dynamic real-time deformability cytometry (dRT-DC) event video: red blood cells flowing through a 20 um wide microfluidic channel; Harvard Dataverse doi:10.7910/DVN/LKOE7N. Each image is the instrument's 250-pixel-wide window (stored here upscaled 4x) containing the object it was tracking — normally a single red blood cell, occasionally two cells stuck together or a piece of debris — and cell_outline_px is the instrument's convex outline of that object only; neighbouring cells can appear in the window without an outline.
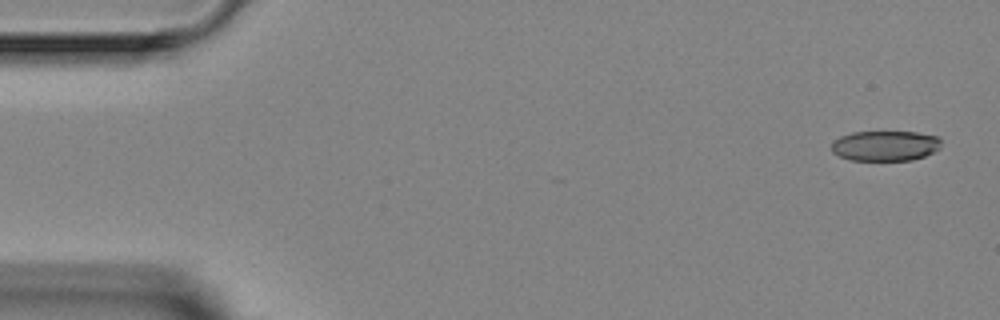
{"species": "Egyptian fruit bat (a non-hibernating species)", "species_latin": "Rousettus aegyptiacus", "temperature_condition": "room temperature", "stored_images_in_passage": 6, "camera_frame_rate_fps": 3000, "um_per_image_px": 0.085, "animal": {"sex": "female"}, "frame": {"image": 1, "passage_image": 1, "time_ms": 0.0, "image_size_px": [1000, 320], "cell_outline_px": [[940, 148], [924, 156], [912, 160], [852, 160], [840, 156], [832, 152], [832, 140], [840, 136], [852, 132], [916, 132], [936, 136], [940, 140]], "centroid_in_image_um": [75.21, 12.39], "position_along_channel_um": 9.8, "area_um2": 19.25}}
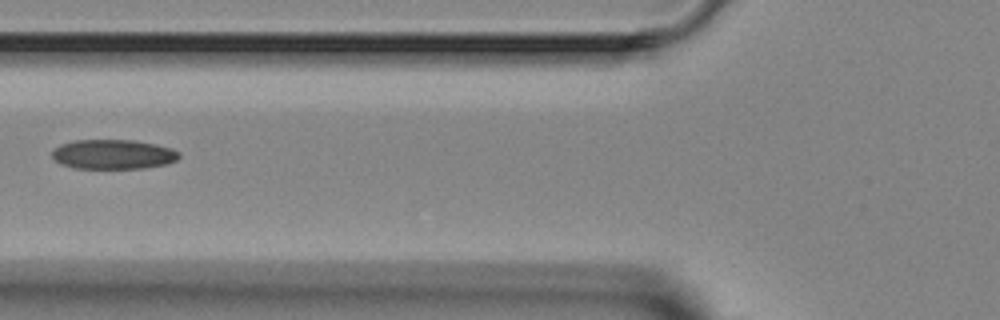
{"frame": {"image": 2, "passage_image": 5, "time_ms": 5.667, "image_size_px": [1000, 320], "cell_outline_px": [[180, 156], [176, 160], [164, 164], [144, 168], [72, 168], [60, 164], [52, 160], [52, 148], [60, 144], [76, 140], [132, 140], [156, 144], [172, 148], [180, 152]], "centroid_in_image_um": [9.57, 13.11], "position_along_channel_um": 116.2, "area_um2": 22.08}}
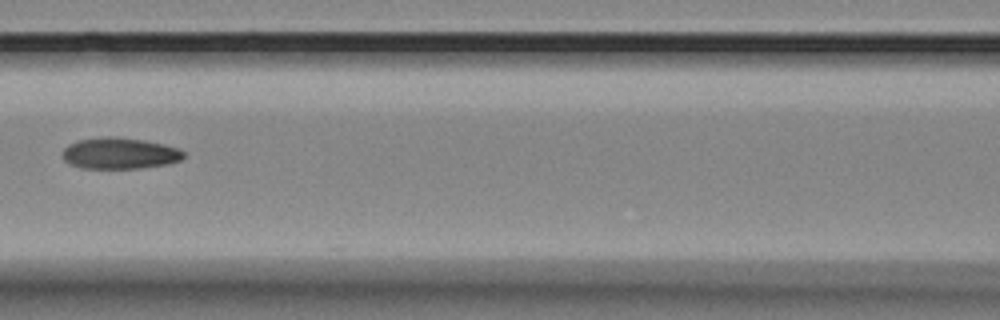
{"frame": {"image": 3, "passage_image": 6, "time_ms": 6.667, "image_size_px": [1000, 320], "cell_outline_px": [[184, 156], [180, 160], [168, 164], [140, 168], [80, 168], [68, 164], [64, 160], [60, 152], [68, 144], [76, 140], [108, 136], [116, 136], [144, 140], [164, 144], [180, 148], [184, 152]], "centroid_in_image_um": [10.13, 13.02], "position_along_channel_um": 156.5, "area_um2": 22.43}}